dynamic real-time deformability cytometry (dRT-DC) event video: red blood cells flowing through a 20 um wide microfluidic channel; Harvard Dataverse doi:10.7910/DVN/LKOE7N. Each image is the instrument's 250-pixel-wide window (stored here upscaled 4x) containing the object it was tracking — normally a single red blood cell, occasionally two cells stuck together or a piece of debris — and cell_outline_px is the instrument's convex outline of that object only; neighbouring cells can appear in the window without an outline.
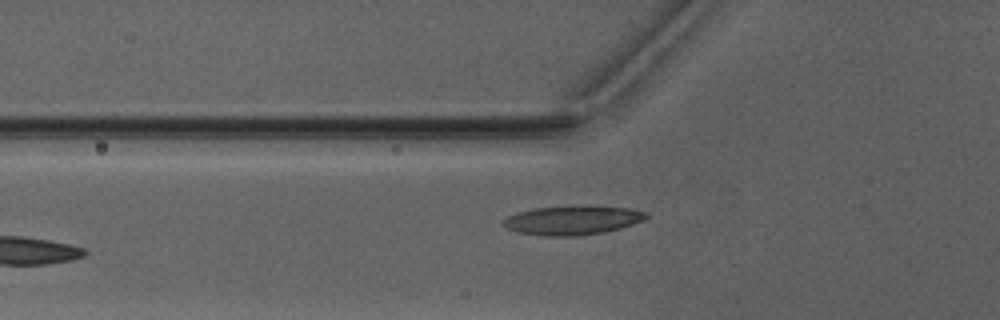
{"species": "Egyptian fruit bat (a non-hibernating species)", "species_latin": "Rousettus aegyptiacus", "temperature_condition": "warm", "stored_images_in_passage": 4, "camera_frame_rate_fps": 3000, "um_per_image_px": 0.085, "animal": {"sex": "male"}, "frame": {"image": 1, "passage_image": 4, "time_ms": 3.667, "image_size_px": [1000, 320], "cell_outline_px": [[648, 216], [632, 224], [620, 228], [604, 232], [576, 236], [544, 236], [516, 232], [500, 224], [508, 216], [516, 212], [536, 208], [588, 204], [628, 208], [648, 212]], "centroid_in_image_um": [48.64, 18.7], "position_along_channel_um": 77.2, "area_um2": 24.51}}